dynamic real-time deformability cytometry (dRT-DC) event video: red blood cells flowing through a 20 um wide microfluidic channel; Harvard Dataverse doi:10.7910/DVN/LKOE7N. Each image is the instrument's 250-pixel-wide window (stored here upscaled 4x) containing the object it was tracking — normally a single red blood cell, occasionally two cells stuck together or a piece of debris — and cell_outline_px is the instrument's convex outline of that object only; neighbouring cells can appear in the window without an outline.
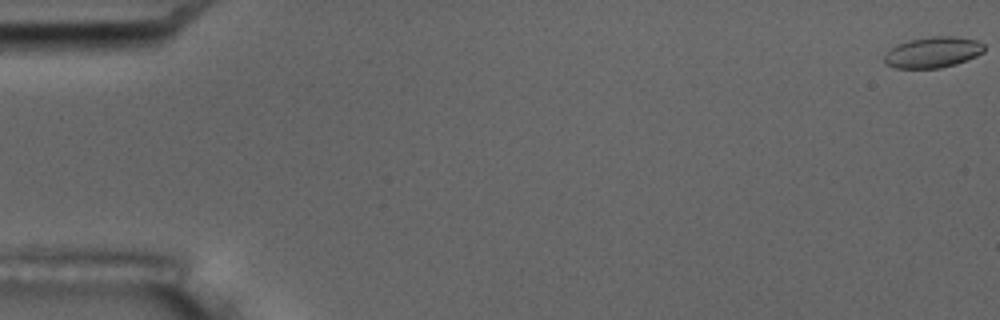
{"species": "common noctule bat (a hibernating species)", "species_latin": "Nyctalus noctula", "temperature_condition": "room temperature", "stored_images_in_passage": 5, "camera_frame_rate_fps": 3000, "um_per_image_px": 0.085, "animal": {"sex": "male", "body_mass_g": 17.5, "forearm_length_mm": 52.3}, "frame": {"image": 1, "passage_image": 1, "time_ms": 0.0, "image_size_px": [1000, 320], "cell_outline_px": [[984, 52], [968, 60], [956, 64], [940, 68], [896, 68], [884, 64], [884, 56], [896, 44], [908, 40], [932, 36], [956, 36], [976, 40], [984, 44]], "centroid_in_image_um": [79.3, 4.44], "position_along_channel_um": 5.7, "area_um2": 18.09}}
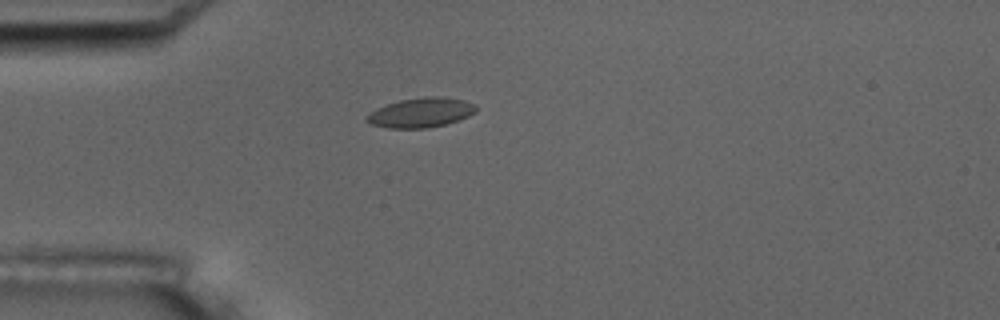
{"frame": {"image": 2, "passage_image": 5, "time_ms": 5.333, "image_size_px": [1000, 320], "cell_outline_px": [[476, 112], [460, 120], [448, 124], [428, 128], [388, 128], [372, 124], [364, 120], [364, 116], [368, 112], [376, 108], [400, 100], [424, 96], [440, 96], [464, 100], [476, 104]], "centroid_in_image_um": [35.77, 9.57], "position_along_channel_um": 49.2, "area_um2": 19.19}}